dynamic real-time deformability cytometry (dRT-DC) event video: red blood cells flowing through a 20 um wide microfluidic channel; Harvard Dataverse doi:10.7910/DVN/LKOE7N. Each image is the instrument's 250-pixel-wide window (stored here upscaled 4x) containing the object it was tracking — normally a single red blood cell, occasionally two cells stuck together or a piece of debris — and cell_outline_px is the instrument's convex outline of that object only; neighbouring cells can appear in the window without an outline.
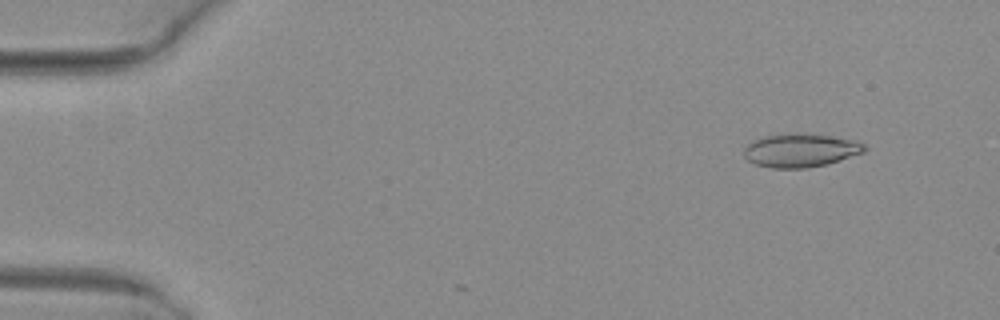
{"species": "common noctule bat (a hibernating species)", "species_latin": "Nyctalus noctula", "temperature_condition": "warm", "stored_images_in_passage": 7, "camera_frame_rate_fps": 3000, "um_per_image_px": 0.085, "animal": {"sex": "female", "body_mass_g": 29.2, "forearm_length_mm": 56.3}, "frame": {"image": 1, "passage_image": 3, "time_ms": 0.667, "image_size_px": [1000, 320], "cell_outline_px": [[868, 148], [864, 152], [828, 164], [808, 168], [772, 168], [756, 164], [748, 160], [744, 156], [744, 148], [748, 144], [756, 140], [768, 136], [832, 136], [852, 140], [864, 144]], "centroid_in_image_um": [68.08, 12.84], "position_along_channel_um": 16.9, "area_um2": 22.48}}